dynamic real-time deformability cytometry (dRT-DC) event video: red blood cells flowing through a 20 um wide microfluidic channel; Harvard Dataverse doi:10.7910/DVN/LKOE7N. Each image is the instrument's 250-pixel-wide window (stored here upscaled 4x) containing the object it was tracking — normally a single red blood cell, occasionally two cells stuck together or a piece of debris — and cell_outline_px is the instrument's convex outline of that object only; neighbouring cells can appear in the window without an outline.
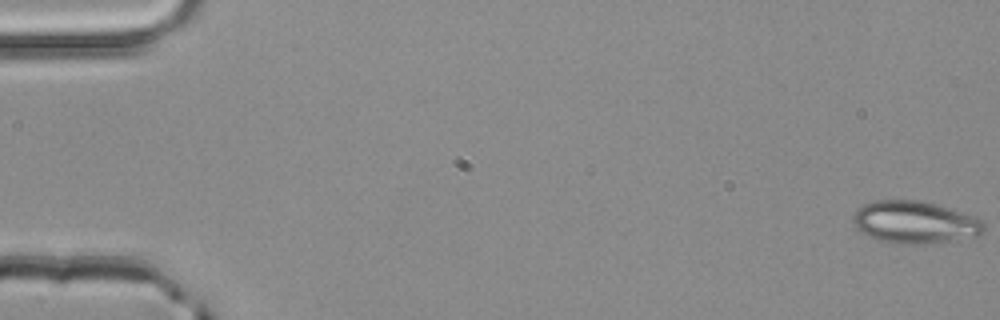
{"species": "common noctule bat (a hibernating species)", "species_latin": "Nyctalus noctula", "temperature_condition": "room temperature", "stored_images_in_passage": 53, "camera_frame_rate_fps": 3000, "um_per_image_px": 0.085, "animal": {"sex": "male", "body_mass_g": 20.4}, "frame": {"image": 1, "passage_image": 1, "time_ms": 0.0, "image_size_px": [1000, 320], "cell_outline_px": [[984, 232], [980, 236], [924, 244], [900, 244], [876, 240], [860, 232], [856, 228], [852, 220], [852, 216], [864, 204], [872, 200], [920, 200], [936, 204], [972, 216], [980, 220], [984, 224]], "centroid_in_image_um": [77.72, 18.9], "position_along_channel_um": 7.3, "area_um2": 32.31}}
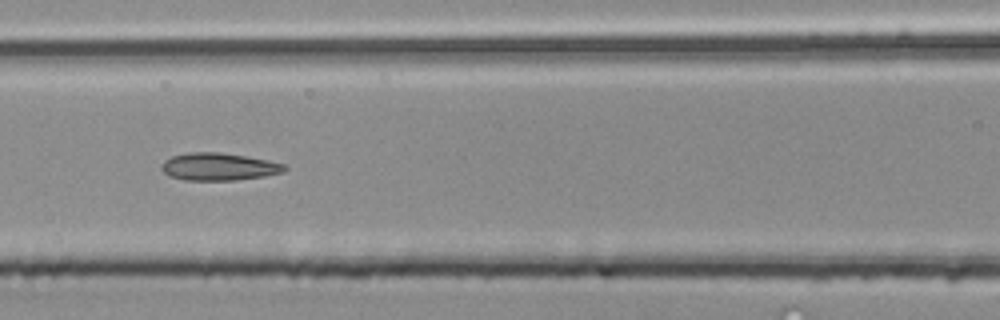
{"frame": {"image": 2, "passage_image": 24, "time_ms": 7.667, "image_size_px": [1000, 320], "cell_outline_px": [[288, 168], [284, 172], [264, 176], [236, 180], [184, 180], [168, 176], [160, 168], [160, 164], [164, 160], [172, 156], [188, 152], [220, 152], [268, 160], [284, 164]], "centroid_in_image_um": [18.56, 14.17], "position_along_channel_um": 148.0, "area_um2": 19.83}}
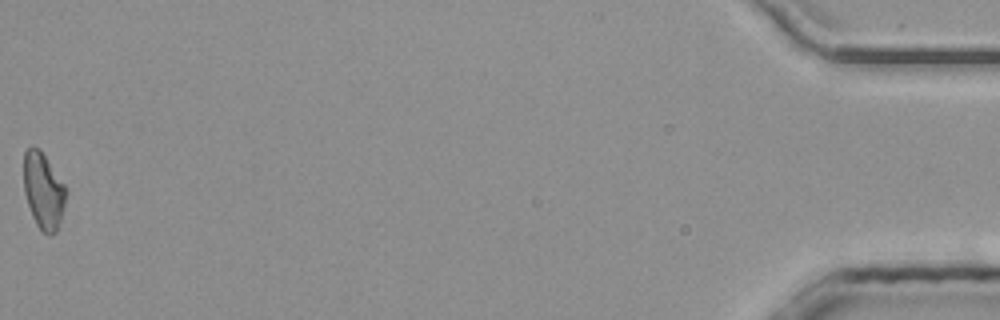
{"frame": {"image": 3, "passage_image": 53, "time_ms": 17.333, "image_size_px": [1000, 320], "cell_outline_px": [[68, 192], [60, 220], [56, 232], [48, 236], [36, 224], [32, 216], [24, 192], [24, 152], [32, 144], [40, 148], [68, 188]], "centroid_in_image_um": [3.7, 16.17], "position_along_channel_um": 431.5, "area_um2": 19.07}, "authors_computed_cell_mechanics": {"area_um2": 19.074, "velocity_mm_per_s": 4.03, "shape_relaxation_time_tau1_ms": null, "shape_relaxation_time_tau2_ms": 3.1771, "deformation_change_tau1": null, "deformation_change_tau2": 0.113}}